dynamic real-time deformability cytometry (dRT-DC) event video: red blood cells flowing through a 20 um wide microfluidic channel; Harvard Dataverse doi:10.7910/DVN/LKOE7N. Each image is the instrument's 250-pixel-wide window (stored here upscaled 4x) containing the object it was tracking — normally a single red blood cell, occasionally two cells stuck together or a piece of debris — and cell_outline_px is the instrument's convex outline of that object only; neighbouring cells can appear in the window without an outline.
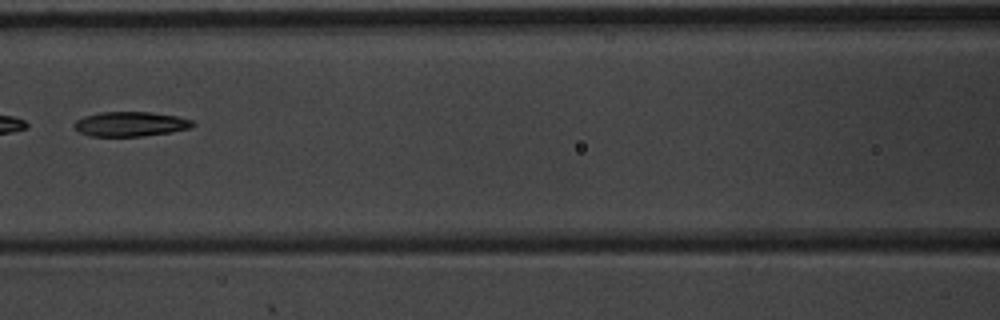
{"species": "common noctule bat (a hibernating species)", "species_latin": "Nyctalus noctula", "temperature_condition": "warm", "stored_images_in_passage": 4, "camera_frame_rate_fps": 3000, "um_per_image_px": 0.085, "animal": {"sex": "male", "body_mass_g": 20.1, "forearm_length_mm": 53.5}, "frame": {"image": 1, "passage_image": 4, "time_ms": 1.0, "image_size_px": [1000, 320], "cell_outline_px": [[196, 124], [192, 128], [172, 132], [140, 136], [88, 136], [80, 132], [72, 124], [76, 120], [84, 116], [100, 112], [152, 112], [176, 116], [192, 120]], "centroid_in_image_um": [11.1, 10.54], "position_along_channel_um": 155.5, "area_um2": 17.11}}